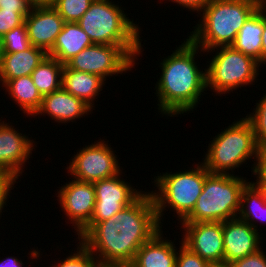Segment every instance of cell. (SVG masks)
I'll list each match as a JSON object with an SVG mask.
<instances>
[{"label": "cell", "instance_id": "cell-19", "mask_svg": "<svg viewBox=\"0 0 266 267\" xmlns=\"http://www.w3.org/2000/svg\"><path fill=\"white\" fill-rule=\"evenodd\" d=\"M48 54L31 46L22 52L3 53L0 64V83L4 86L9 80L31 75Z\"/></svg>", "mask_w": 266, "mask_h": 267}, {"label": "cell", "instance_id": "cell-1", "mask_svg": "<svg viewBox=\"0 0 266 267\" xmlns=\"http://www.w3.org/2000/svg\"><path fill=\"white\" fill-rule=\"evenodd\" d=\"M161 228L153 196L144 192L111 218L88 223L77 235L101 267H129L138 249Z\"/></svg>", "mask_w": 266, "mask_h": 267}, {"label": "cell", "instance_id": "cell-27", "mask_svg": "<svg viewBox=\"0 0 266 267\" xmlns=\"http://www.w3.org/2000/svg\"><path fill=\"white\" fill-rule=\"evenodd\" d=\"M94 0H56L52 6L65 22H78Z\"/></svg>", "mask_w": 266, "mask_h": 267}, {"label": "cell", "instance_id": "cell-38", "mask_svg": "<svg viewBox=\"0 0 266 267\" xmlns=\"http://www.w3.org/2000/svg\"><path fill=\"white\" fill-rule=\"evenodd\" d=\"M266 63V3H264V30L262 34V64Z\"/></svg>", "mask_w": 266, "mask_h": 267}, {"label": "cell", "instance_id": "cell-4", "mask_svg": "<svg viewBox=\"0 0 266 267\" xmlns=\"http://www.w3.org/2000/svg\"><path fill=\"white\" fill-rule=\"evenodd\" d=\"M248 182L234 174L209 173L193 211L182 222H224L237 218Z\"/></svg>", "mask_w": 266, "mask_h": 267}, {"label": "cell", "instance_id": "cell-25", "mask_svg": "<svg viewBox=\"0 0 266 267\" xmlns=\"http://www.w3.org/2000/svg\"><path fill=\"white\" fill-rule=\"evenodd\" d=\"M63 68L64 64L47 55L31 73L33 83L42 97L61 88Z\"/></svg>", "mask_w": 266, "mask_h": 267}, {"label": "cell", "instance_id": "cell-32", "mask_svg": "<svg viewBox=\"0 0 266 267\" xmlns=\"http://www.w3.org/2000/svg\"><path fill=\"white\" fill-rule=\"evenodd\" d=\"M251 172L257 176L255 183L266 190V147L258 148L257 161L254 162Z\"/></svg>", "mask_w": 266, "mask_h": 267}, {"label": "cell", "instance_id": "cell-42", "mask_svg": "<svg viewBox=\"0 0 266 267\" xmlns=\"http://www.w3.org/2000/svg\"><path fill=\"white\" fill-rule=\"evenodd\" d=\"M3 175H4V173L0 171V178H1Z\"/></svg>", "mask_w": 266, "mask_h": 267}, {"label": "cell", "instance_id": "cell-28", "mask_svg": "<svg viewBox=\"0 0 266 267\" xmlns=\"http://www.w3.org/2000/svg\"><path fill=\"white\" fill-rule=\"evenodd\" d=\"M263 96L259 103H256L253 113L246 115L253 127L258 148L266 147V94Z\"/></svg>", "mask_w": 266, "mask_h": 267}, {"label": "cell", "instance_id": "cell-18", "mask_svg": "<svg viewBox=\"0 0 266 267\" xmlns=\"http://www.w3.org/2000/svg\"><path fill=\"white\" fill-rule=\"evenodd\" d=\"M159 230L137 251L129 267H176L177 249L171 240L163 237Z\"/></svg>", "mask_w": 266, "mask_h": 267}, {"label": "cell", "instance_id": "cell-21", "mask_svg": "<svg viewBox=\"0 0 266 267\" xmlns=\"http://www.w3.org/2000/svg\"><path fill=\"white\" fill-rule=\"evenodd\" d=\"M105 80L100 76L87 72L69 69L64 65L62 72L61 87L73 96L81 99L91 109H93L94 100L102 91Z\"/></svg>", "mask_w": 266, "mask_h": 267}, {"label": "cell", "instance_id": "cell-3", "mask_svg": "<svg viewBox=\"0 0 266 267\" xmlns=\"http://www.w3.org/2000/svg\"><path fill=\"white\" fill-rule=\"evenodd\" d=\"M262 4L260 0H211L202 14L198 13L202 18L188 37L203 53L231 46L246 20Z\"/></svg>", "mask_w": 266, "mask_h": 267}, {"label": "cell", "instance_id": "cell-8", "mask_svg": "<svg viewBox=\"0 0 266 267\" xmlns=\"http://www.w3.org/2000/svg\"><path fill=\"white\" fill-rule=\"evenodd\" d=\"M206 69V89L217 94H227L238 87L255 83L259 74V62L254 58L235 50L232 46L216 47ZM220 49V50H219ZM219 50V51H218Z\"/></svg>", "mask_w": 266, "mask_h": 267}, {"label": "cell", "instance_id": "cell-36", "mask_svg": "<svg viewBox=\"0 0 266 267\" xmlns=\"http://www.w3.org/2000/svg\"><path fill=\"white\" fill-rule=\"evenodd\" d=\"M171 2L177 3L178 5L182 6L183 8H188L190 11L193 12L197 11L196 13H201V11L205 8V6L211 0H169Z\"/></svg>", "mask_w": 266, "mask_h": 267}, {"label": "cell", "instance_id": "cell-9", "mask_svg": "<svg viewBox=\"0 0 266 267\" xmlns=\"http://www.w3.org/2000/svg\"><path fill=\"white\" fill-rule=\"evenodd\" d=\"M142 46H117L93 44L74 56L65 65L69 69L107 77L123 74L134 68Z\"/></svg>", "mask_w": 266, "mask_h": 267}, {"label": "cell", "instance_id": "cell-30", "mask_svg": "<svg viewBox=\"0 0 266 267\" xmlns=\"http://www.w3.org/2000/svg\"><path fill=\"white\" fill-rule=\"evenodd\" d=\"M31 11H9L0 9V37L20 26Z\"/></svg>", "mask_w": 266, "mask_h": 267}, {"label": "cell", "instance_id": "cell-40", "mask_svg": "<svg viewBox=\"0 0 266 267\" xmlns=\"http://www.w3.org/2000/svg\"><path fill=\"white\" fill-rule=\"evenodd\" d=\"M209 267H232L231 263L221 262V263H210Z\"/></svg>", "mask_w": 266, "mask_h": 267}, {"label": "cell", "instance_id": "cell-24", "mask_svg": "<svg viewBox=\"0 0 266 267\" xmlns=\"http://www.w3.org/2000/svg\"><path fill=\"white\" fill-rule=\"evenodd\" d=\"M12 100L24 114L33 115L40 109L43 97L33 83L31 75L9 80L4 86Z\"/></svg>", "mask_w": 266, "mask_h": 267}, {"label": "cell", "instance_id": "cell-6", "mask_svg": "<svg viewBox=\"0 0 266 267\" xmlns=\"http://www.w3.org/2000/svg\"><path fill=\"white\" fill-rule=\"evenodd\" d=\"M208 144L203 165L210 173L230 174L251 158L257 161L258 145L249 120L233 122Z\"/></svg>", "mask_w": 266, "mask_h": 267}, {"label": "cell", "instance_id": "cell-14", "mask_svg": "<svg viewBox=\"0 0 266 267\" xmlns=\"http://www.w3.org/2000/svg\"><path fill=\"white\" fill-rule=\"evenodd\" d=\"M4 122H0V171L18 179L22 175L25 162L35 149V142L17 132L12 124L9 126V123Z\"/></svg>", "mask_w": 266, "mask_h": 267}, {"label": "cell", "instance_id": "cell-23", "mask_svg": "<svg viewBox=\"0 0 266 267\" xmlns=\"http://www.w3.org/2000/svg\"><path fill=\"white\" fill-rule=\"evenodd\" d=\"M237 217L258 231L255 220L266 221V190L249 181L242 190L240 210Z\"/></svg>", "mask_w": 266, "mask_h": 267}, {"label": "cell", "instance_id": "cell-26", "mask_svg": "<svg viewBox=\"0 0 266 267\" xmlns=\"http://www.w3.org/2000/svg\"><path fill=\"white\" fill-rule=\"evenodd\" d=\"M3 53L22 52L32 46L25 22L1 37Z\"/></svg>", "mask_w": 266, "mask_h": 267}, {"label": "cell", "instance_id": "cell-10", "mask_svg": "<svg viewBox=\"0 0 266 267\" xmlns=\"http://www.w3.org/2000/svg\"><path fill=\"white\" fill-rule=\"evenodd\" d=\"M103 140L80 149L67 166L68 174L83 182L99 181L121 173L117 155Z\"/></svg>", "mask_w": 266, "mask_h": 267}, {"label": "cell", "instance_id": "cell-7", "mask_svg": "<svg viewBox=\"0 0 266 267\" xmlns=\"http://www.w3.org/2000/svg\"><path fill=\"white\" fill-rule=\"evenodd\" d=\"M171 173L167 172L163 175L160 173V176L154 179L158 191H150L156 205V215L160 225L162 224L161 217L167 206L176 212L180 222L193 211L202 192L205 178L210 172L203 163H198L196 167L187 171Z\"/></svg>", "mask_w": 266, "mask_h": 267}, {"label": "cell", "instance_id": "cell-39", "mask_svg": "<svg viewBox=\"0 0 266 267\" xmlns=\"http://www.w3.org/2000/svg\"><path fill=\"white\" fill-rule=\"evenodd\" d=\"M33 7L53 6L56 0H29Z\"/></svg>", "mask_w": 266, "mask_h": 267}, {"label": "cell", "instance_id": "cell-13", "mask_svg": "<svg viewBox=\"0 0 266 267\" xmlns=\"http://www.w3.org/2000/svg\"><path fill=\"white\" fill-rule=\"evenodd\" d=\"M57 197L78 234L91 221L96 202L93 183L74 179L60 188Z\"/></svg>", "mask_w": 266, "mask_h": 267}, {"label": "cell", "instance_id": "cell-16", "mask_svg": "<svg viewBox=\"0 0 266 267\" xmlns=\"http://www.w3.org/2000/svg\"><path fill=\"white\" fill-rule=\"evenodd\" d=\"M259 233L238 217L224 221V262L231 263L260 249L263 238Z\"/></svg>", "mask_w": 266, "mask_h": 267}, {"label": "cell", "instance_id": "cell-37", "mask_svg": "<svg viewBox=\"0 0 266 267\" xmlns=\"http://www.w3.org/2000/svg\"><path fill=\"white\" fill-rule=\"evenodd\" d=\"M23 263L17 257L8 256L6 259L0 260V267H22Z\"/></svg>", "mask_w": 266, "mask_h": 267}, {"label": "cell", "instance_id": "cell-11", "mask_svg": "<svg viewBox=\"0 0 266 267\" xmlns=\"http://www.w3.org/2000/svg\"><path fill=\"white\" fill-rule=\"evenodd\" d=\"M116 176L95 181L96 202L89 223H99L133 203L144 191H138L130 183Z\"/></svg>", "mask_w": 266, "mask_h": 267}, {"label": "cell", "instance_id": "cell-12", "mask_svg": "<svg viewBox=\"0 0 266 267\" xmlns=\"http://www.w3.org/2000/svg\"><path fill=\"white\" fill-rule=\"evenodd\" d=\"M182 243L209 263L224 262L223 222H181Z\"/></svg>", "mask_w": 266, "mask_h": 267}, {"label": "cell", "instance_id": "cell-15", "mask_svg": "<svg viewBox=\"0 0 266 267\" xmlns=\"http://www.w3.org/2000/svg\"><path fill=\"white\" fill-rule=\"evenodd\" d=\"M32 46L48 53L64 26V19L52 6L33 7L24 19Z\"/></svg>", "mask_w": 266, "mask_h": 267}, {"label": "cell", "instance_id": "cell-35", "mask_svg": "<svg viewBox=\"0 0 266 267\" xmlns=\"http://www.w3.org/2000/svg\"><path fill=\"white\" fill-rule=\"evenodd\" d=\"M29 0H0V9L9 11H31Z\"/></svg>", "mask_w": 266, "mask_h": 267}, {"label": "cell", "instance_id": "cell-41", "mask_svg": "<svg viewBox=\"0 0 266 267\" xmlns=\"http://www.w3.org/2000/svg\"><path fill=\"white\" fill-rule=\"evenodd\" d=\"M2 57H3V49H2V43H1V37H0V64H1Z\"/></svg>", "mask_w": 266, "mask_h": 267}, {"label": "cell", "instance_id": "cell-22", "mask_svg": "<svg viewBox=\"0 0 266 267\" xmlns=\"http://www.w3.org/2000/svg\"><path fill=\"white\" fill-rule=\"evenodd\" d=\"M91 45L93 43L90 37L81 29L78 23L65 22L52 49L47 54L65 65L74 56Z\"/></svg>", "mask_w": 266, "mask_h": 267}, {"label": "cell", "instance_id": "cell-33", "mask_svg": "<svg viewBox=\"0 0 266 267\" xmlns=\"http://www.w3.org/2000/svg\"><path fill=\"white\" fill-rule=\"evenodd\" d=\"M261 249L244 258L231 262L232 267H266V255Z\"/></svg>", "mask_w": 266, "mask_h": 267}, {"label": "cell", "instance_id": "cell-5", "mask_svg": "<svg viewBox=\"0 0 266 267\" xmlns=\"http://www.w3.org/2000/svg\"><path fill=\"white\" fill-rule=\"evenodd\" d=\"M110 0H94L77 22L93 44L142 46L140 28Z\"/></svg>", "mask_w": 266, "mask_h": 267}, {"label": "cell", "instance_id": "cell-20", "mask_svg": "<svg viewBox=\"0 0 266 267\" xmlns=\"http://www.w3.org/2000/svg\"><path fill=\"white\" fill-rule=\"evenodd\" d=\"M264 30V3L246 20L237 33L235 50L254 58L262 64V34Z\"/></svg>", "mask_w": 266, "mask_h": 267}, {"label": "cell", "instance_id": "cell-2", "mask_svg": "<svg viewBox=\"0 0 266 267\" xmlns=\"http://www.w3.org/2000/svg\"><path fill=\"white\" fill-rule=\"evenodd\" d=\"M199 50L203 52L187 38L160 63L162 73L155 94L163 115L189 113L199 104L201 94L206 91V69L201 71L194 60Z\"/></svg>", "mask_w": 266, "mask_h": 267}, {"label": "cell", "instance_id": "cell-17", "mask_svg": "<svg viewBox=\"0 0 266 267\" xmlns=\"http://www.w3.org/2000/svg\"><path fill=\"white\" fill-rule=\"evenodd\" d=\"M91 108L85 104L81 99L68 93L62 87L51 94L43 96L40 109L36 112L37 115H47L59 123L73 122L88 115Z\"/></svg>", "mask_w": 266, "mask_h": 267}, {"label": "cell", "instance_id": "cell-29", "mask_svg": "<svg viewBox=\"0 0 266 267\" xmlns=\"http://www.w3.org/2000/svg\"><path fill=\"white\" fill-rule=\"evenodd\" d=\"M77 253L73 252V255L67 256L56 264H52L50 267H101L98 260L92 255V253L79 242Z\"/></svg>", "mask_w": 266, "mask_h": 267}, {"label": "cell", "instance_id": "cell-31", "mask_svg": "<svg viewBox=\"0 0 266 267\" xmlns=\"http://www.w3.org/2000/svg\"><path fill=\"white\" fill-rule=\"evenodd\" d=\"M209 262L192 252L182 241L176 257V267H209Z\"/></svg>", "mask_w": 266, "mask_h": 267}, {"label": "cell", "instance_id": "cell-34", "mask_svg": "<svg viewBox=\"0 0 266 267\" xmlns=\"http://www.w3.org/2000/svg\"><path fill=\"white\" fill-rule=\"evenodd\" d=\"M16 180L14 177L5 174L0 178V214L5 207L4 205L7 204L10 190H12V187L14 189V183H17Z\"/></svg>", "mask_w": 266, "mask_h": 267}]
</instances>
